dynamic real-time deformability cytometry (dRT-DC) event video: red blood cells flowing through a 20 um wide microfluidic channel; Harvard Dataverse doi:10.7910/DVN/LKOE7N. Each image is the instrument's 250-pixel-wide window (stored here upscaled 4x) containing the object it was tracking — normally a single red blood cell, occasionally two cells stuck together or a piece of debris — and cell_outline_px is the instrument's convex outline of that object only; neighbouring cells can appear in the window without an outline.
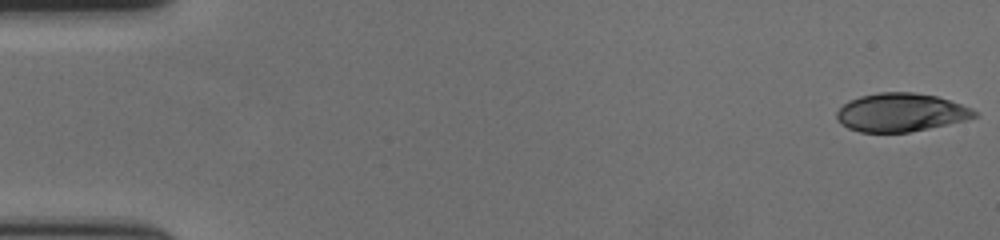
{"species": "human", "species_latin": "Homo sapiens", "temperature_condition": "cold", "stored_images_in_passage": 57, "camera_frame_rate_fps": 3000, "um_per_image_px": 0.085, "donor": {"sex": "female"}, "frame": {"image": 1, "passage_image": 1, "time_ms": 0.0, "image_size_px": [1000, 240], "cell_outline_px": [[976, 116], [964, 120], [948, 124], [908, 132], [860, 132], [848, 128], [836, 116], [836, 112], [848, 100], [860, 96], [880, 92], [912, 92], [936, 96], [972, 108], [976, 112]], "centroid_in_image_um": [76.55, 9.55], "position_along_channel_um": 8.4, "area_um2": 30.4}}
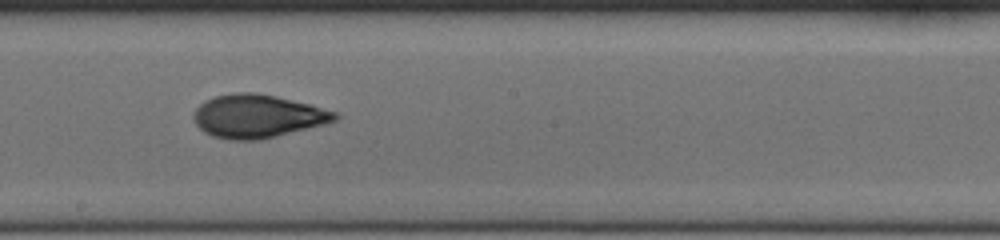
{"frame": {"image": 2, "passage_image": 32, "time_ms": 10.333, "image_size_px": [1000, 240], "cell_outline_px": [[340, 116], [336, 120], [324, 124], [260, 140], [232, 140], [212, 136], [204, 132], [196, 124], [192, 116], [196, 108], [204, 100], [216, 96], [232, 92], [256, 92], [276, 96], [308, 104], [336, 112]], "centroid_in_image_um": [21.85, 9.87], "position_along_channel_um": 226.3, "area_um2": 35.49}}
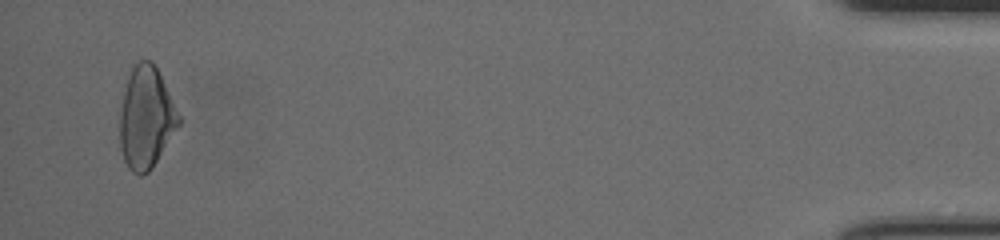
{"frame": {"image": 3, "passage_image": 55, "time_ms": 18.0, "image_size_px": [1000, 240], "cell_outline_px": [[180, 124], [148, 172], [140, 176], [132, 172], [128, 168], [124, 160], [120, 148], [120, 112], [128, 68], [132, 64], [140, 60], [152, 60], [180, 116]], "centroid_in_image_um": [12.38, 9.97], "position_along_channel_um": 422.8, "area_um2": 34.74}, "authors_computed_cell_mechanics": {"area_um2": 33.9864, "velocity_mm_per_s": 3.6473, "shape_relaxation_time_tau1_ms": 8.5274, "shape_relaxation_time_tau2_ms": 1.796, "deformation_change_tau1": 0.2167, "deformation_change_tau2": 0.0708}}